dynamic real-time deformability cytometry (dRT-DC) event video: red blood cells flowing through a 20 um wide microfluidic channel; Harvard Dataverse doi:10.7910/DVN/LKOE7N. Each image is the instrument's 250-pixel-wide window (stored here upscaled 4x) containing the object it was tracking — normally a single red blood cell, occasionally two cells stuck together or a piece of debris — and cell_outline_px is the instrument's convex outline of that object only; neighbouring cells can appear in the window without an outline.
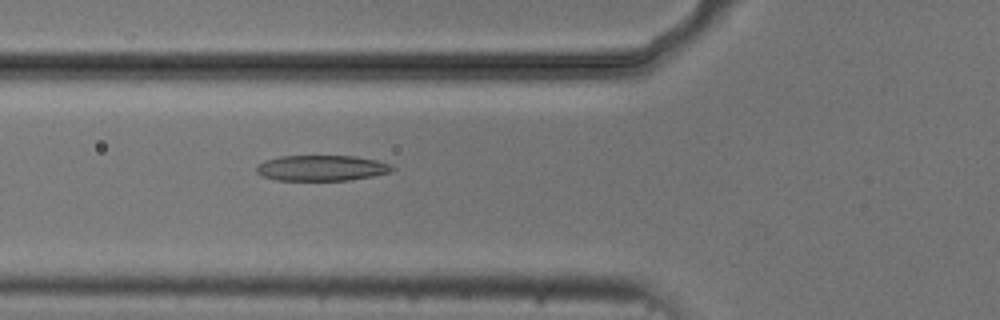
{"species": "common noctule bat (a hibernating species)", "species_latin": "Nyctalus noctula", "temperature_condition": "cold", "stored_images_in_passage": 5, "camera_frame_rate_fps": 3000, "um_per_image_px": 0.085, "animal": {"sex": "male", "body_mass_g": 20.5, "forearm_length_mm": 52.5}, "frame": {"image": 1, "passage_image": 5, "time_ms": 5.667, "image_size_px": [1000, 320], "cell_outline_px": [[396, 168], [392, 172], [372, 176], [348, 180], [276, 180], [260, 176], [256, 172], [256, 164], [264, 160], [280, 156], [356, 156], [376, 160], [392, 164]], "centroid_in_image_um": [27.32, 14.28], "position_along_channel_um": 98.5, "area_um2": 20.52}}